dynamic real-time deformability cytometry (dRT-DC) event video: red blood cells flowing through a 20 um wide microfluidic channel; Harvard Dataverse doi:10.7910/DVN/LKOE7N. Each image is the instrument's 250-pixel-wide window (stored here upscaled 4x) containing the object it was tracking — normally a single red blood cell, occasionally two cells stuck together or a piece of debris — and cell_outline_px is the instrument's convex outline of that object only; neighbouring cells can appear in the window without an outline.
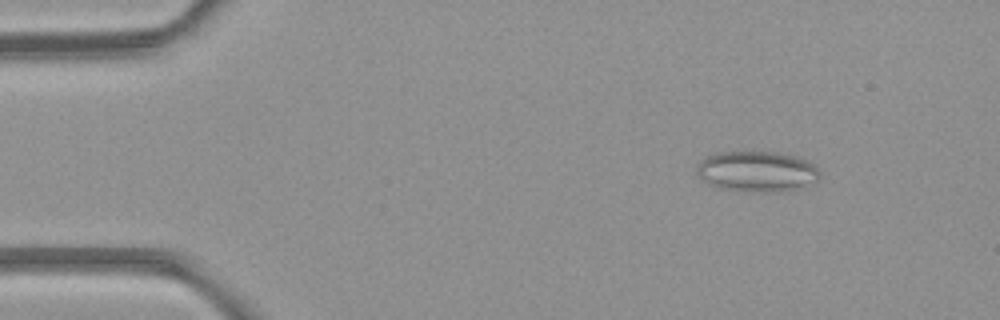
{"species": "common noctule bat (a hibernating species)", "species_latin": "Nyctalus noctula", "temperature_condition": "room temperature", "stored_images_in_passage": 3, "camera_frame_rate_fps": 3000, "um_per_image_px": 0.085, "animal": {"sex": "female", "body_mass_g": 21.9}, "frame": {"image": 1, "passage_image": 1, "time_ms": 0.0, "image_size_px": [1000, 320], "cell_outline_px": [[820, 180], [792, 188], [764, 192], [720, 188], [696, 176], [696, 172], [700, 160], [716, 152], [776, 152], [796, 156], [808, 160], [820, 172]], "centroid_in_image_um": [64.32, 14.54], "position_along_channel_um": 20.7, "area_um2": 28.55}}